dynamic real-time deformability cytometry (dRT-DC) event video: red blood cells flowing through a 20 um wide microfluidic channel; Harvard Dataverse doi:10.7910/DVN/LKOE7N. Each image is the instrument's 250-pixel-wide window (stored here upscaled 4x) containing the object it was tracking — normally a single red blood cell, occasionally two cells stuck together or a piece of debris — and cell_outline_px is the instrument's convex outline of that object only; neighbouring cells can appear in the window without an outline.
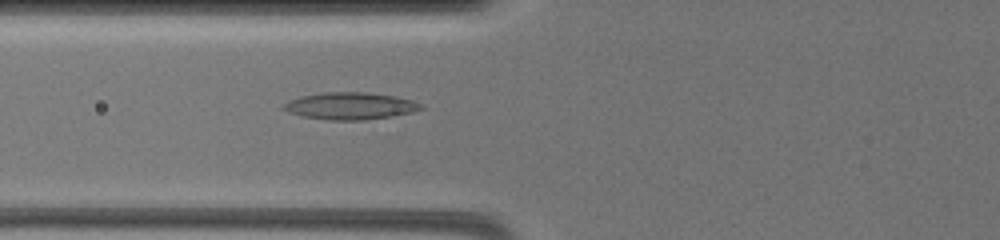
{"species": "common noctule bat (a hibernating species)", "species_latin": "Nyctalus noctula", "temperature_condition": "warm", "stored_images_in_passage": 16, "camera_frame_rate_fps": 3000, "um_per_image_px": 0.085, "animal": {"sex": "female", "body_mass_g": 19.5, "forearm_length_mm": 54.1}, "frame": {"image": 1, "passage_image": 12, "time_ms": 9.667, "image_size_px": [1000, 240], "cell_outline_px": [[424, 108], [412, 112], [392, 116], [364, 120], [328, 120], [304, 116], [288, 112], [280, 108], [288, 100], [300, 96], [320, 92], [368, 92], [396, 96], [412, 100], [424, 104]], "centroid_in_image_um": [29.77, 8.99], "position_along_channel_um": 96.0, "area_um2": 21.91}}
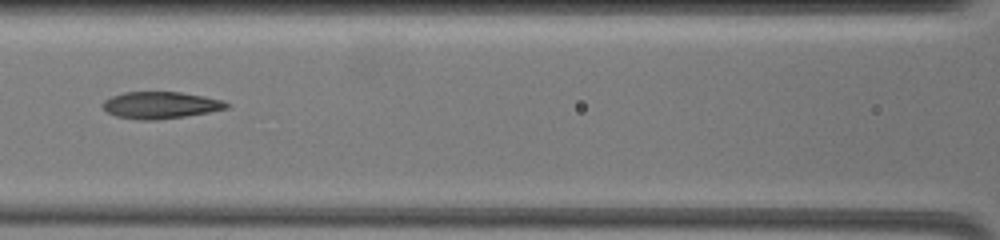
{"frame": {"image": 2, "passage_image": 14, "time_ms": 11.333, "image_size_px": [1000, 240], "cell_outline_px": [[228, 108], [208, 112], [184, 116], [156, 120], [144, 120], [116, 116], [108, 112], [100, 104], [104, 100], [112, 96], [124, 92], [180, 92], [204, 96], [220, 100], [228, 104]], "centroid_in_image_um": [13.6, 8.93], "position_along_channel_um": 153.0, "area_um2": 19.13}}
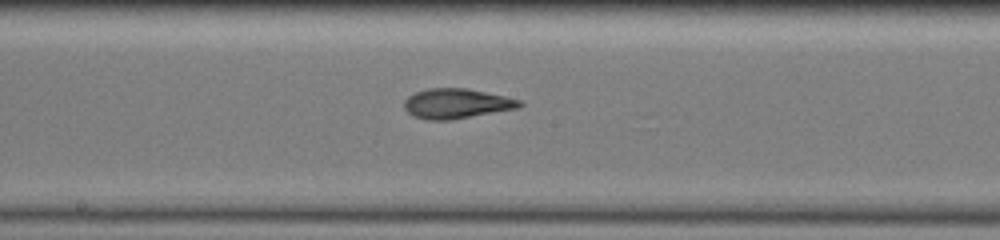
{"frame": {"image": 3, "passage_image": 16, "time_ms": 13.0, "image_size_px": [1000, 240], "cell_outline_px": [[524, 104], [520, 108], [448, 120], [424, 120], [412, 116], [404, 108], [404, 100], [408, 96], [416, 92], [428, 88], [468, 88], [504, 96], [520, 100]], "centroid_in_image_um": [38.79, 8.8], "position_along_channel_um": 209.4, "area_um2": 20.17}}